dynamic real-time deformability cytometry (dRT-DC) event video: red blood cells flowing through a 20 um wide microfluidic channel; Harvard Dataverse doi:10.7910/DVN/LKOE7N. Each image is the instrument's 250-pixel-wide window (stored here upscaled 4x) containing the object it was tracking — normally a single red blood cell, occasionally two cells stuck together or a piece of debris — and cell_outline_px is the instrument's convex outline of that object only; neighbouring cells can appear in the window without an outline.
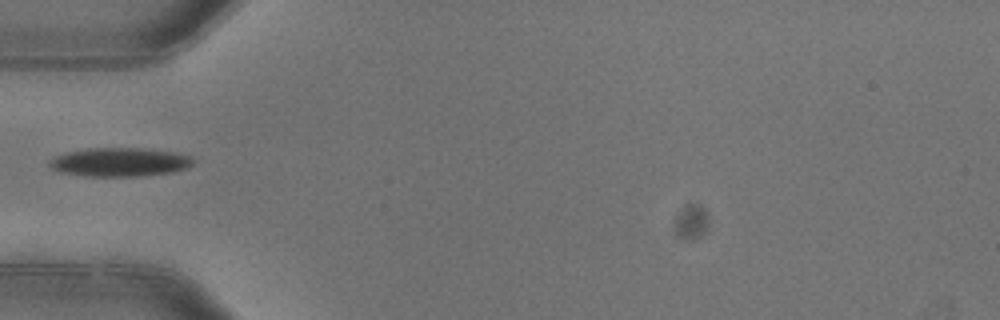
{"species": "common noctule bat (a hibernating species)", "species_latin": "Nyctalus noctula", "temperature_condition": "warm", "stored_images_in_passage": 1, "camera_frame_rate_fps": 3000, "um_per_image_px": 0.085, "animal": {"sex": "female"}, "frame": {"image": 1, "passage_image": 1, "time_ms": 0.0, "image_size_px": [1000, 320], "cell_outline_px": [[192, 164], [188, 168], [172, 172], [140, 176], [84, 176], [56, 172], [48, 164], [56, 156], [64, 152], [88, 148], [140, 148], [176, 152], [188, 156], [192, 160]], "centroid_in_image_um": [10.14, 13.78], "position_along_channel_um": 74.9, "area_um2": 24.1}}